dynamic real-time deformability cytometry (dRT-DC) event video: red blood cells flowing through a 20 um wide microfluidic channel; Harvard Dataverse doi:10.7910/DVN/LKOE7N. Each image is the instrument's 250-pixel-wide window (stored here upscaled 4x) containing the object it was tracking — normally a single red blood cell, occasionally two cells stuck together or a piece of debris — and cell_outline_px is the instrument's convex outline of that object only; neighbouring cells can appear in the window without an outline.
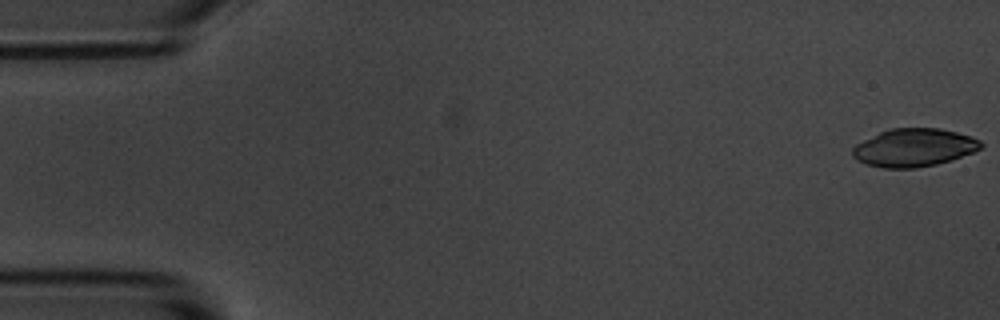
{"species": "common noctule bat (a hibernating species)", "species_latin": "Nyctalus noctula", "temperature_condition": "room temperature", "stored_images_in_passage": 5, "camera_frame_rate_fps": 3000, "um_per_image_px": 0.085, "animal": {"sex": "male", "body_mass_g": 20.1, "forearm_length_mm": 53.5}, "frame": {"image": 1, "passage_image": 1, "time_ms": 0.0, "image_size_px": [1000, 320], "cell_outline_px": [[984, 144], [980, 148], [972, 152], [952, 160], [936, 164], [916, 168], [884, 168], [868, 164], [856, 160], [852, 156], [852, 148], [856, 144], [888, 128], [940, 128], [972, 136], [980, 140]], "centroid_in_image_um": [77.69, 12.54], "position_along_channel_um": 7.3, "area_um2": 28.44}}